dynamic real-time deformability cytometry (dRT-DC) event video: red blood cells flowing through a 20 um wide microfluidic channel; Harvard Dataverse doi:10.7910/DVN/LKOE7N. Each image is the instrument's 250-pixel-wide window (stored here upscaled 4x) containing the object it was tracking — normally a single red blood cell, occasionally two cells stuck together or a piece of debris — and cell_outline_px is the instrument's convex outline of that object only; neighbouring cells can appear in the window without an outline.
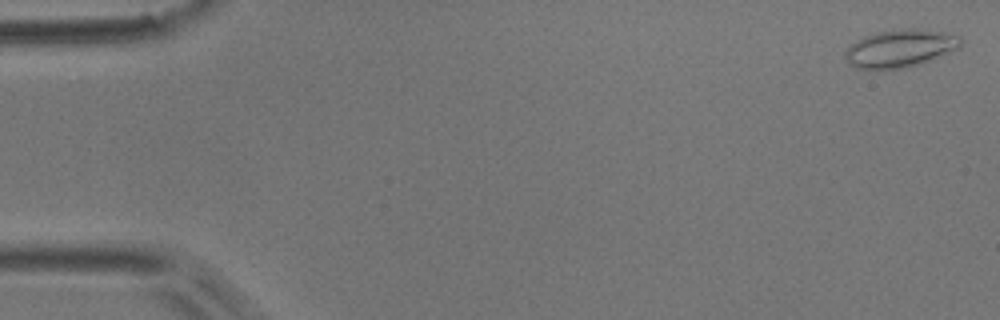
{"species": "common noctule bat (a hibernating species)", "species_latin": "Nyctalus noctula", "temperature_condition": "room temperature", "stored_images_in_passage": 52, "camera_frame_rate_fps": 3000, "um_per_image_px": 0.085, "animal": {"sex": "male", "body_mass_g": 17.9}, "frame": {"image": 1, "passage_image": 1, "time_ms": 0.0, "image_size_px": [1000, 320], "cell_outline_px": [[960, 48], [920, 64], [904, 68], [856, 68], [848, 64], [844, 56], [844, 52], [856, 40], [864, 36], [876, 32], [900, 28], [912, 28], [944, 32], [960, 36]], "centroid_in_image_um": [76.5, 4.1], "position_along_channel_um": 8.5, "area_um2": 25.32}}
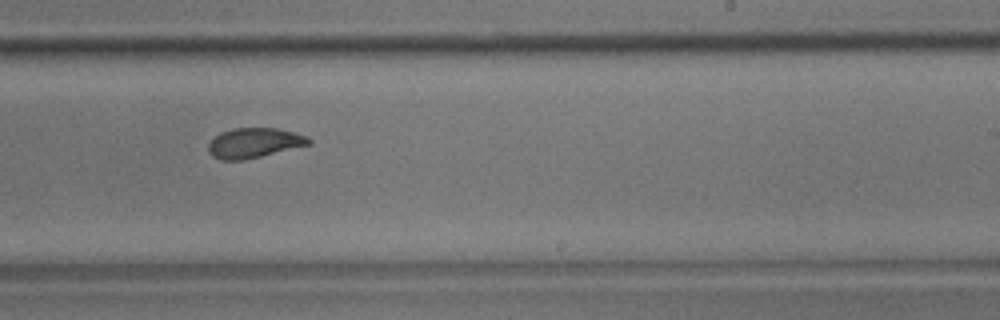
{"frame": {"image": 2, "passage_image": 32, "time_ms": 10.333, "image_size_px": [1000, 320], "cell_outline_px": [[312, 144], [244, 160], [220, 160], [212, 156], [208, 152], [208, 144], [220, 132], [232, 128], [276, 128], [308, 136], [312, 140]], "centroid_in_image_um": [21.6, 12.15], "position_along_channel_um": 267.4, "area_um2": 17.57}}
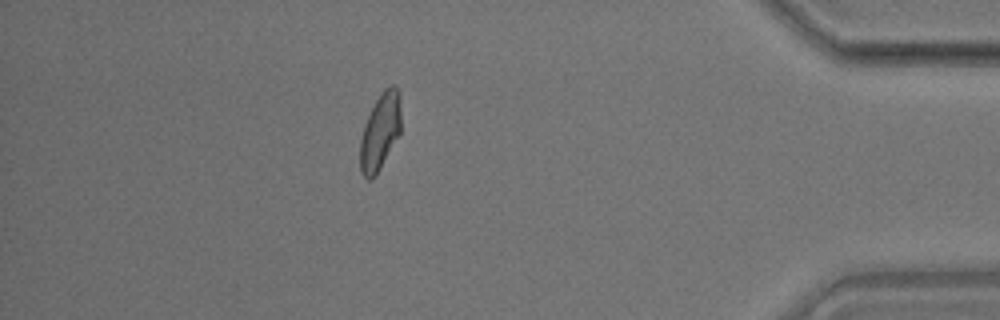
{"frame": {"image": 3, "passage_image": 46, "time_ms": 15.0, "image_size_px": [1000, 320], "cell_outline_px": [[400, 136], [376, 176], [372, 180], [368, 180], [360, 172], [360, 140], [364, 124], [380, 92], [384, 88], [392, 84], [396, 84], [400, 92]], "centroid_in_image_um": [32.33, 11.2], "position_along_channel_um": 402.9, "area_um2": 18.73}, "authors_computed_cell_mechanics": {"area_um2": 18.4671, "velocity_mm_per_s": 3.8153, "shape_relaxation_time_tau1_ms": 5.5716, "shape_relaxation_time_tau2_ms": 1.6072, "deformation_change_tau1": 0.1581, "deformation_change_tau2": 0.0717}}